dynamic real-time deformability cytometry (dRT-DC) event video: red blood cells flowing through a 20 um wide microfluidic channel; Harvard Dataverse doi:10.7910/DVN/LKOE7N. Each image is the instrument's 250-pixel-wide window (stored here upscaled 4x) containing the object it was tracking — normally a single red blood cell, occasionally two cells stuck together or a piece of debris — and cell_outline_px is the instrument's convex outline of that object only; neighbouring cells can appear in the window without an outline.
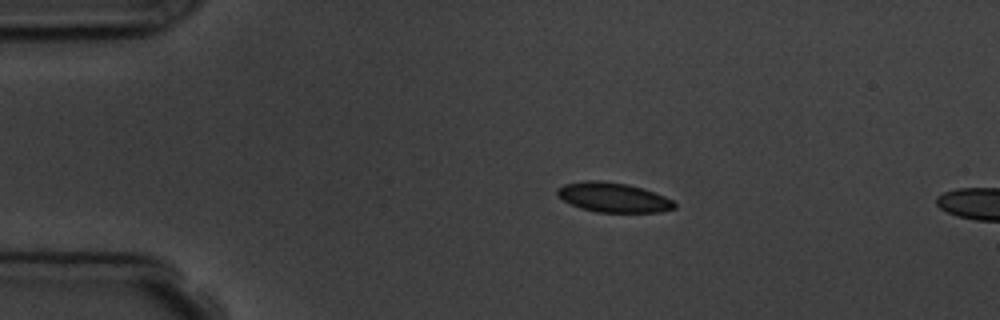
{"species": "common noctule bat (a hibernating species)", "species_latin": "Nyctalus noctula", "temperature_condition": "room temperature", "stored_images_in_passage": 5, "camera_frame_rate_fps": 3000, "um_per_image_px": 0.085, "animal": {"sex": "male", "body_mass_g": 19.5, "forearm_length_mm": 54.6}, "frame": {"image": 1, "passage_image": 3, "time_ms": 2.333, "image_size_px": [1000, 320], "cell_outline_px": [[676, 208], [660, 212], [596, 212], [580, 208], [564, 200], [556, 192], [556, 188], [564, 184], [584, 180], [600, 180], [628, 184], [664, 196], [672, 200], [676, 204]], "centroid_in_image_um": [52.11, 16.78], "position_along_channel_um": 32.9, "area_um2": 20.11}}